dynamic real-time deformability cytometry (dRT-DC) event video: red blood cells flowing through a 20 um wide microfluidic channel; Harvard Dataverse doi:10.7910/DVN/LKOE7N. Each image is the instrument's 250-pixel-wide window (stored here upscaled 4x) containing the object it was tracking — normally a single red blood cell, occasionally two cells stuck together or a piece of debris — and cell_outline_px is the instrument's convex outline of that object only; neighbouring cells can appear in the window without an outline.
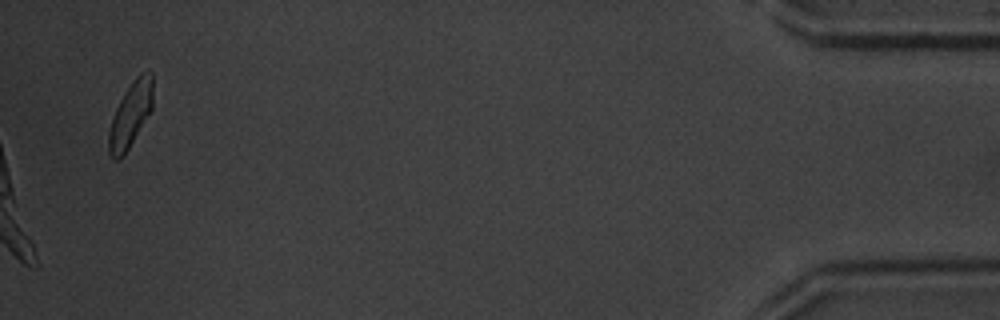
{"species": "common noctule bat (a hibernating species)", "species_latin": "Nyctalus noctula", "temperature_condition": "warm", "stored_images_in_passage": 50, "camera_frame_rate_fps": 3000, "um_per_image_px": 0.085, "animal": {"sex": "male", "body_mass_g": 20.1, "forearm_length_mm": 53.5}, "frame": {"image": 1, "passage_image": 50, "time_ms": 16.333, "image_size_px": [1000, 320], "cell_outline_px": [[152, 108], [128, 148], [120, 160], [112, 160], [108, 152], [108, 132], [116, 108], [124, 92], [132, 80], [140, 72], [152, 72]], "centroid_in_image_um": [11.07, 9.75], "position_along_channel_um": 424.1, "area_um2": 16.53}}